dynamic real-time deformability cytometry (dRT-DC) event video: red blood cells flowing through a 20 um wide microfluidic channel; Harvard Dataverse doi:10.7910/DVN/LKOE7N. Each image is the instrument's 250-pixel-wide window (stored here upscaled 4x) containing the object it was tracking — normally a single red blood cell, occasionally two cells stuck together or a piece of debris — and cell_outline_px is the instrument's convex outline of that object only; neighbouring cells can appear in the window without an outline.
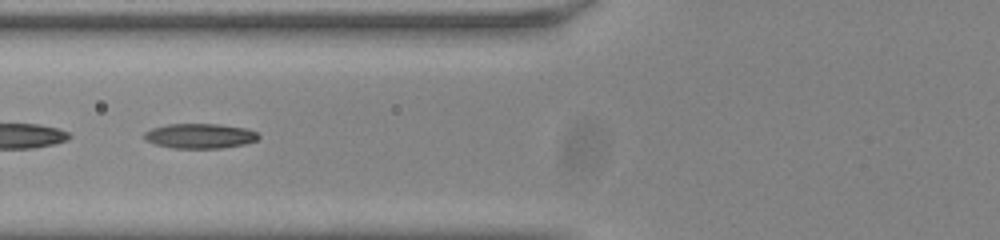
{"species": "common noctule bat (a hibernating species)", "species_latin": "Nyctalus noctula", "temperature_condition": "room temperature", "stored_images_in_passage": 38, "camera_frame_rate_fps": 3000, "um_per_image_px": 0.085, "animal": {"sex": "male", "body_mass_g": 20.0, "forearm_length_mm": 53.3}, "frame": {"image": 1, "passage_image": 6, "time_ms": 1.667, "image_size_px": [1000, 240], "cell_outline_px": [[260, 136], [256, 140], [244, 144], [220, 148], [172, 148], [156, 144], [144, 140], [144, 132], [152, 128], [168, 124], [220, 124], [248, 128], [256, 132]], "centroid_in_image_um": [16.99, 11.55], "position_along_channel_um": 108.8, "area_um2": 16.59}}
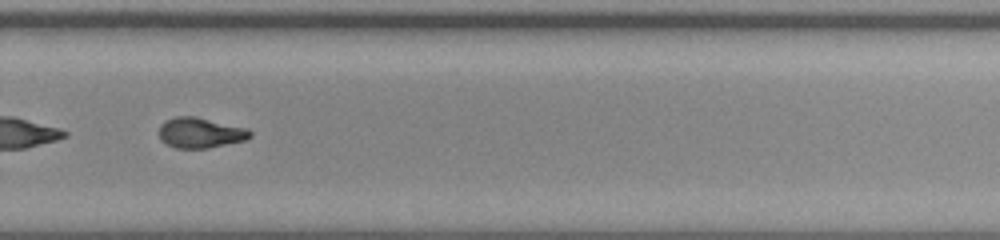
{"frame": {"image": 2, "passage_image": 22, "time_ms": 7.0, "image_size_px": [1000, 240], "cell_outline_px": [[252, 136], [244, 140], [208, 148], [176, 148], [160, 140], [160, 124], [164, 120], [176, 116], [196, 116], [248, 128], [252, 132]], "centroid_in_image_um": [17.03, 11.27], "position_along_channel_um": 312.8, "area_um2": 16.18}}
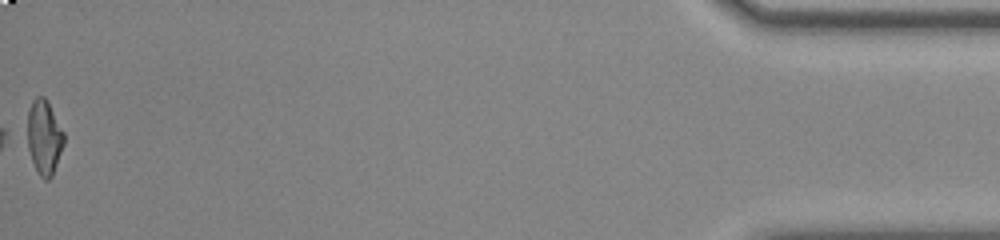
{"frame": {"image": 3, "passage_image": 38, "time_ms": 12.333, "image_size_px": [1000, 240], "cell_outline_px": [[64, 144], [52, 176], [48, 180], [44, 180], [40, 176], [32, 160], [28, 148], [28, 112], [32, 100], [36, 96], [44, 96], [48, 100], [64, 132]], "centroid_in_image_um": [3.77, 11.63], "position_along_channel_um": 431.4, "area_um2": 15.84}, "authors_computed_cell_mechanics": {"area_um2": 16.2129, "velocity_mm_per_s": 3.8317, "shape_relaxation_time_tau1_ms": 9.1788, "shape_relaxation_time_tau2_ms": 2.2301, "deformation_change_tau1": 0.2562, "deformation_change_tau2": 0.0796}}